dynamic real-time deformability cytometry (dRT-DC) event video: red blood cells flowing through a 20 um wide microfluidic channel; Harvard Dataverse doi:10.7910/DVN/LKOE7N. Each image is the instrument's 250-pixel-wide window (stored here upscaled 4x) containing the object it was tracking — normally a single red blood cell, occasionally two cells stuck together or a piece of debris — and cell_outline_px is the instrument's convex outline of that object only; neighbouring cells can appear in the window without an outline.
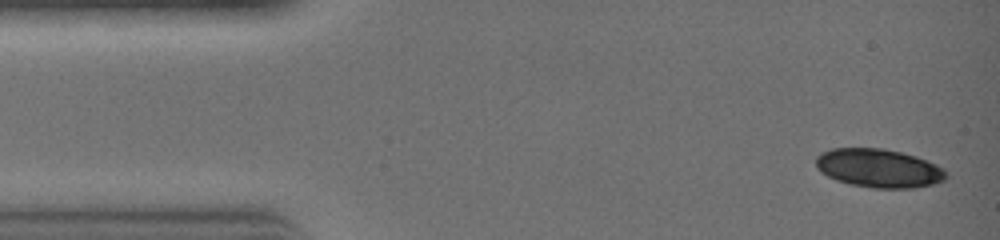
{"species": "common noctule bat (a hibernating species)", "species_latin": "Nyctalus noctula", "temperature_condition": "warm", "stored_images_in_passage": 29, "camera_frame_rate_fps": 3000, "um_per_image_px": 0.085, "animal": {"sex": "female", "body_mass_g": 19.0, "forearm_length_mm": 51.5}, "frame": {"image": 1, "passage_image": 1, "time_ms": 0.0, "image_size_px": [1000, 240], "cell_outline_px": [[948, 176], [944, 180], [932, 184], [912, 188], [872, 188], [848, 184], [836, 180], [820, 172], [816, 168], [816, 156], [820, 152], [832, 148], [884, 148], [916, 156], [936, 164], [944, 168]], "centroid_in_image_um": [74.67, 14.29], "position_along_channel_um": 10.3, "area_um2": 29.54}}